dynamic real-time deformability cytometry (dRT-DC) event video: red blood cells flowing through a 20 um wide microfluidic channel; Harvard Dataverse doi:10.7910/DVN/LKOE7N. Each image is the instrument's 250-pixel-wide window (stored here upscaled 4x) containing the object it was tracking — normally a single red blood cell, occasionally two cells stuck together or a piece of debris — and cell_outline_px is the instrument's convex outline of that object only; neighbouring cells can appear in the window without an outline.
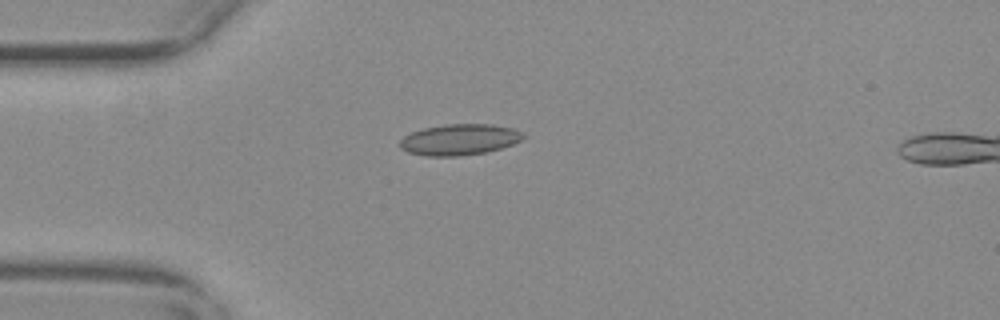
{"species": "common noctule bat (a hibernating species)", "species_latin": "Nyctalus noctula", "temperature_condition": "warm", "stored_images_in_passage": 56, "camera_frame_rate_fps": 3000, "um_per_image_px": 0.085, "animal": {"sex": "female", "body_mass_g": 29.2, "forearm_length_mm": 56.3}, "frame": {"image": 1, "passage_image": 15, "time_ms": 4.667, "image_size_px": [1000, 320], "cell_outline_px": [[524, 136], [520, 140], [512, 144], [500, 148], [484, 152], [460, 156], [428, 156], [408, 152], [400, 148], [400, 140], [404, 136], [412, 132], [424, 128], [444, 124], [492, 124], [512, 128], [524, 132]], "centroid_in_image_um": [39.04, 11.86], "position_along_channel_um": 46.0, "area_um2": 22.2}}
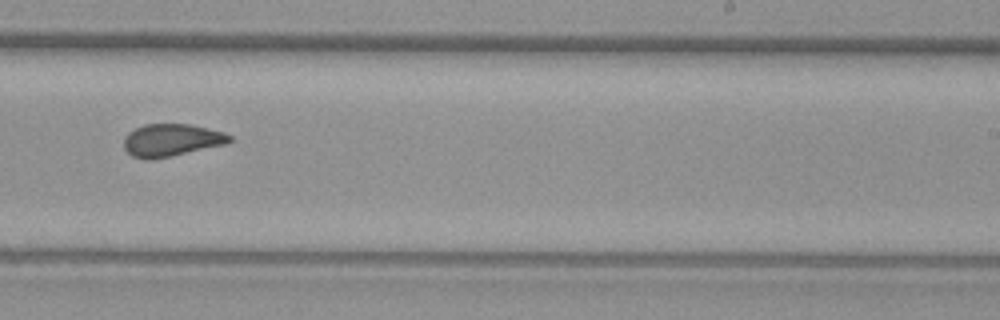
{"frame": {"image": 2, "passage_image": 35, "time_ms": 11.333, "image_size_px": [1000, 320], "cell_outline_px": [[232, 140], [224, 144], [172, 156], [152, 160], [144, 160], [132, 156], [124, 148], [124, 136], [128, 132], [144, 124], [188, 124], [208, 128], [224, 132], [232, 136]], "centroid_in_image_um": [14.54, 11.92], "position_along_channel_um": 274.5, "area_um2": 20.06}}
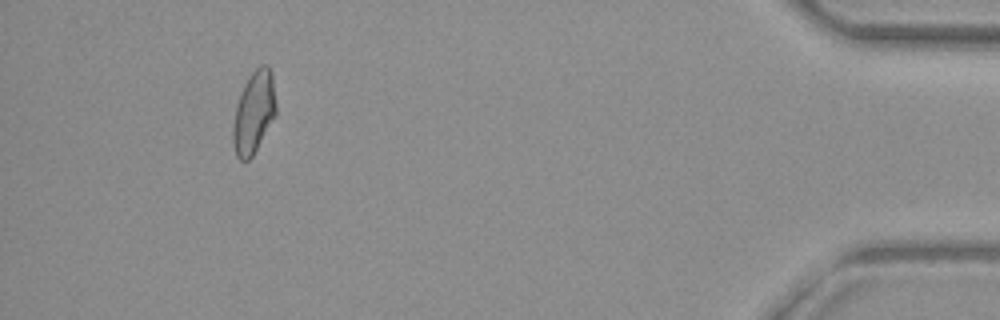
{"frame": {"image": 3, "passage_image": 52, "time_ms": 17.0, "image_size_px": [1000, 320], "cell_outline_px": [[276, 116], [252, 156], [248, 160], [240, 160], [236, 156], [232, 144], [232, 128], [236, 104], [240, 92], [248, 76], [260, 64], [268, 64], [272, 72], [276, 104]], "centroid_in_image_um": [21.57, 9.53], "position_along_channel_um": 413.6, "area_um2": 20.98}, "authors_computed_cell_mechanics": {"area_um2": 20.519, "velocity_mm_per_s": 3.681, "shape_relaxation_time_tau1_ms": null, "shape_relaxation_time_tau2_ms": 1.0799, "deformation_change_tau1": null, "deformation_change_tau2": 0.0638}}